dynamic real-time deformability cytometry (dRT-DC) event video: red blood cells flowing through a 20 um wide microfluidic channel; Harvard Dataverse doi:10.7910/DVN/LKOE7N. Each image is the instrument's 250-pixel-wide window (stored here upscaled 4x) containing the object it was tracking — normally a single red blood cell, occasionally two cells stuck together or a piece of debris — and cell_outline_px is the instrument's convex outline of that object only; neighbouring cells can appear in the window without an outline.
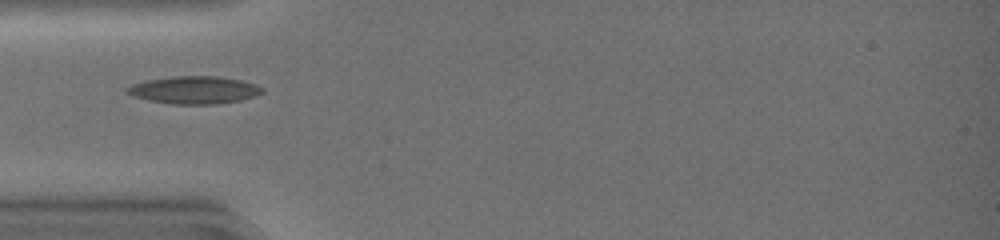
{"species": "common noctule bat (a hibernating species)", "species_latin": "Nyctalus noctula", "temperature_condition": "warm", "stored_images_in_passage": 32, "camera_frame_rate_fps": 3000, "um_per_image_px": 0.085, "animal": {"sex": "female", "body_mass_g": 19.0, "forearm_length_mm": 51.5}, "frame": {"image": 1, "passage_image": 1, "time_ms": 0.0, "image_size_px": [1000, 240], "cell_outline_px": [[264, 92], [256, 96], [240, 100], [212, 104], [176, 104], [152, 100], [132, 96], [124, 92], [124, 88], [132, 84], [148, 80], [172, 76], [220, 76], [240, 80], [256, 84], [264, 88]], "centroid_in_image_um": [16.52, 7.64], "position_along_channel_um": 68.5, "area_um2": 21.68}}
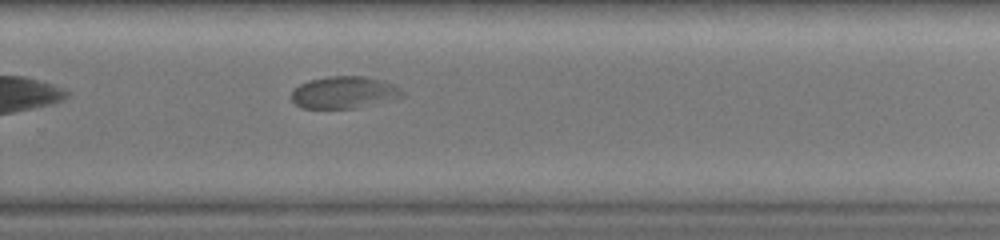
{"frame": {"image": 2, "passage_image": 18, "time_ms": 5.667, "image_size_px": [1000, 240], "cell_outline_px": [[404, 96], [356, 108], [304, 108], [296, 104], [292, 100], [292, 92], [300, 84], [308, 80], [328, 76], [364, 76], [384, 80], [396, 84], [404, 92]], "centroid_in_image_um": [29.28, 7.84], "position_along_channel_um": 300.5, "area_um2": 20.69}}
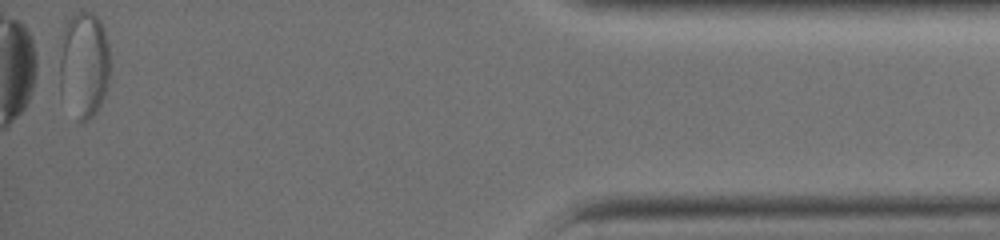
{"frame": {"image": 3, "passage_image": 32, "time_ms": 10.333, "image_size_px": [1000, 240], "cell_outline_px": [[112, 64], [108, 88], [96, 112], [88, 120], [76, 120], [60, 92], [60, 56], [64, 28], [68, 20], [76, 12], [92, 12], [100, 20], [104, 28], [108, 44]], "centroid_in_image_um": [7.18, 5.5], "position_along_channel_um": 428.0, "area_um2": 31.79}}